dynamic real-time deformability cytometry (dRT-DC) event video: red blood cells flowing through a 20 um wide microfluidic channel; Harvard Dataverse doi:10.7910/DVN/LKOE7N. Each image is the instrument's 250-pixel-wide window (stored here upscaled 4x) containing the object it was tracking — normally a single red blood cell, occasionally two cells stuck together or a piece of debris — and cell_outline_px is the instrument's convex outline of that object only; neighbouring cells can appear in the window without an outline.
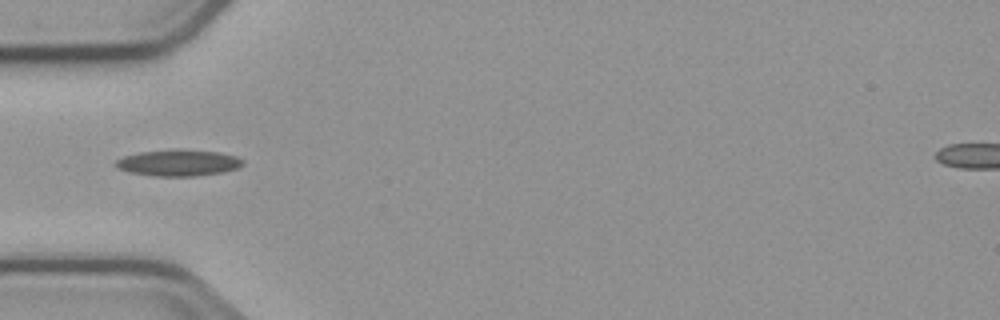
{"species": "common noctule bat (a hibernating species)", "species_latin": "Nyctalus noctula", "temperature_condition": "cold", "stored_images_in_passage": 3, "camera_frame_rate_fps": 3000, "um_per_image_px": 0.085, "animal": {"sex": "male", "body_mass_g": 23.1, "forearm_length_mm": 52.7}, "frame": {"image": 1, "passage_image": 3, "time_ms": 2.333, "image_size_px": [1000, 320], "cell_outline_px": [[244, 164], [240, 168], [224, 172], [192, 176], [156, 176], [132, 172], [116, 168], [112, 164], [116, 160], [124, 156], [140, 152], [220, 152], [236, 156], [244, 160]], "centroid_in_image_um": [15.19, 13.89], "position_along_channel_um": 69.8, "area_um2": 18.67}}